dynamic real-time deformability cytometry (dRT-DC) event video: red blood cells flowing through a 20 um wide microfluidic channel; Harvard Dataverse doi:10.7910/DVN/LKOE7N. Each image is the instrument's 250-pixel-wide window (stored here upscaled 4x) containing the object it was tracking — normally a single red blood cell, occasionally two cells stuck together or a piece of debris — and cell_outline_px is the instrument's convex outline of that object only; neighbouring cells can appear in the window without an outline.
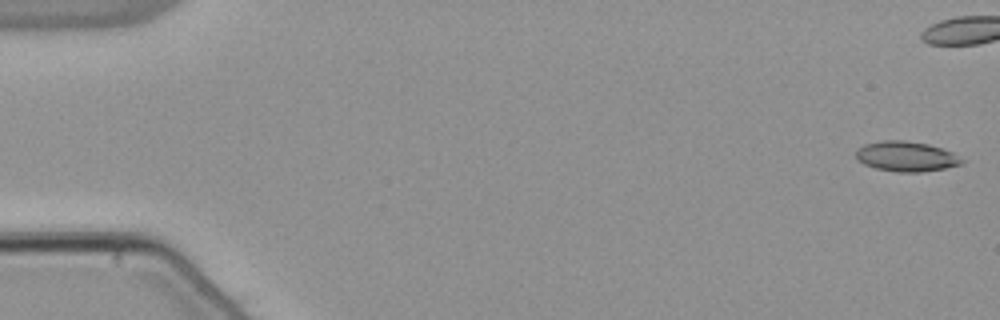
{"species": "common noctule bat (a hibernating species)", "species_latin": "Nyctalus noctula", "temperature_condition": "warm", "stored_images_in_passage": 43, "camera_frame_rate_fps": 3000, "um_per_image_px": 0.085, "animal": {"sex": "male", "body_mass_g": 21.5, "forearm_length_mm": 52.0}, "frame": {"image": 1, "passage_image": 1, "time_ms": 0.0, "image_size_px": [1000, 320], "cell_outline_px": [[964, 164], [944, 168], [920, 172], [896, 172], [876, 168], [864, 164], [856, 160], [856, 148], [864, 144], [880, 140], [904, 140], [928, 144], [952, 152], [964, 160]], "centroid_in_image_um": [76.99, 13.29], "position_along_channel_um": 8.0, "area_um2": 18.67}}
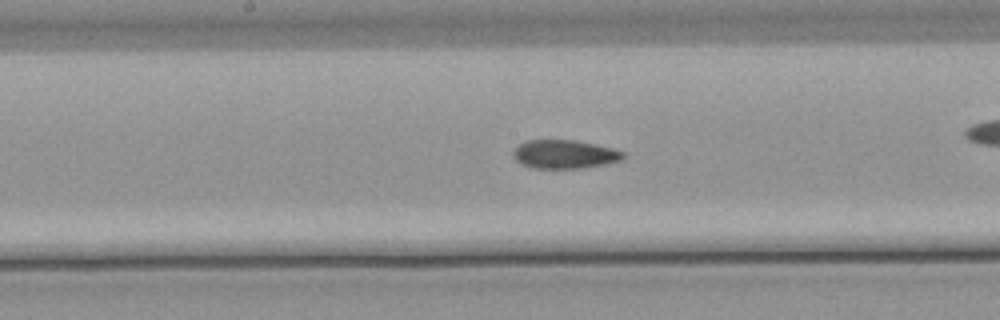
{"frame": {"image": 2, "passage_image": 28, "time_ms": 9.0, "image_size_px": [1000, 320], "cell_outline_px": [[628, 156], [624, 160], [584, 168], [532, 168], [520, 164], [512, 156], [512, 152], [524, 140], [576, 140], [612, 148], [624, 152]], "centroid_in_image_um": [48.0, 13.11], "position_along_channel_um": 200.2, "area_um2": 18.55}}
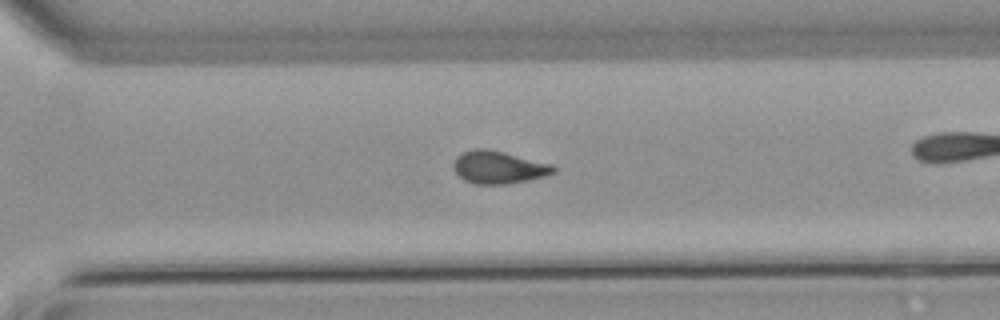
{"frame": {"image": 3, "passage_image": 38, "time_ms": 12.333, "image_size_px": [1000, 320], "cell_outline_px": [[556, 172], [544, 176], [528, 180], [504, 184], [476, 184], [464, 180], [452, 168], [452, 164], [456, 156], [472, 148], [484, 148], [504, 152], [552, 164], [556, 168]], "centroid_in_image_um": [42.36, 14.21], "position_along_channel_um": 328.2, "area_um2": 19.02}}